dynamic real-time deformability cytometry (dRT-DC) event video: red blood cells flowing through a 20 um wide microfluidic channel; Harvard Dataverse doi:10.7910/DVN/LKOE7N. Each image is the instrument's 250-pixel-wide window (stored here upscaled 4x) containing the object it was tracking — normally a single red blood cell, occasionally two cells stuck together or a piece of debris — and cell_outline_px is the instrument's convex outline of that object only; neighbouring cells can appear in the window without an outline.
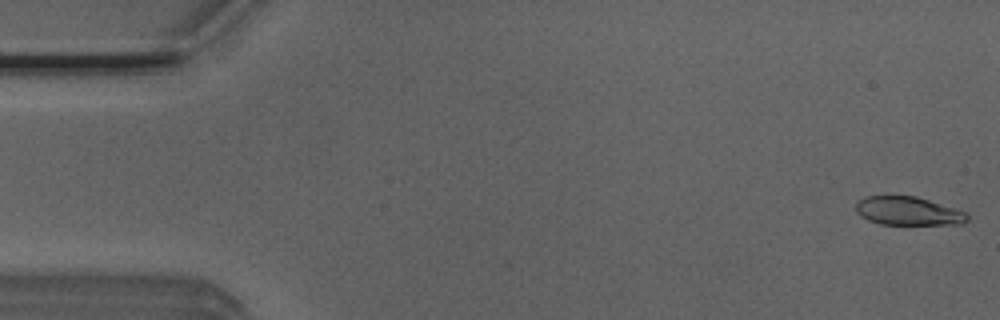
{"species": "Egyptian fruit bat (a non-hibernating species)", "species_latin": "Rousettus aegyptiacus", "temperature_condition": "room temperature", "stored_images_in_passage": 52, "camera_frame_rate_fps": 3000, "um_per_image_px": 0.085, "animal": {"sex": "male"}, "frame": {"image": 1, "passage_image": 1, "time_ms": 0.0, "image_size_px": [1000, 320], "cell_outline_px": [[968, 220], [964, 224], [880, 224], [868, 220], [860, 216], [856, 212], [856, 200], [864, 196], [916, 196], [964, 212], [968, 216]], "centroid_in_image_um": [77.12, 17.94], "position_along_channel_um": 7.9, "area_um2": 18.38}}
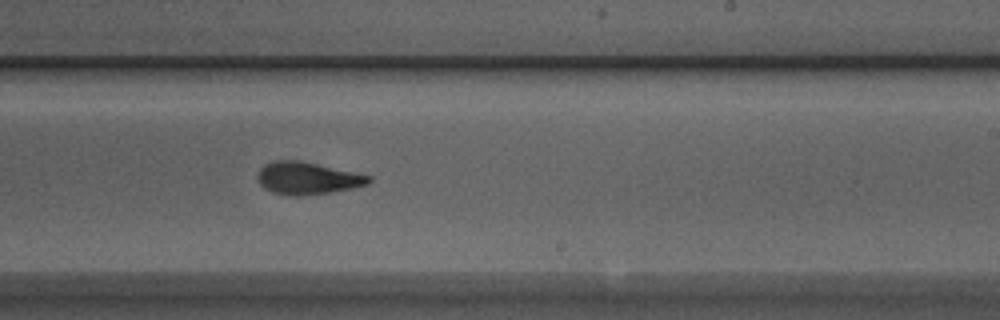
{"frame": {"image": 2, "passage_image": 31, "time_ms": 10.0, "image_size_px": [1000, 320], "cell_outline_px": [[372, 180], [368, 184], [352, 188], [328, 192], [300, 196], [292, 196], [272, 192], [264, 188], [260, 184], [256, 176], [260, 168], [264, 164], [272, 160], [300, 160], [372, 176]], "centroid_in_image_um": [26.09, 15.14], "position_along_channel_um": 262.9, "area_um2": 20.98}}
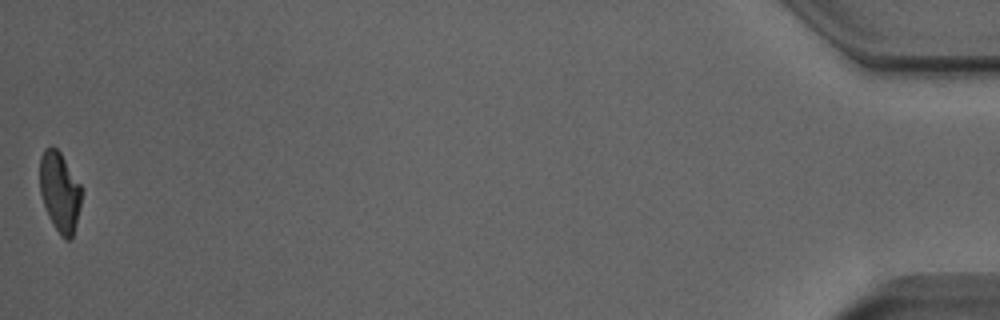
{"frame": {"image": 3, "passage_image": 52, "time_ms": 17.0, "image_size_px": [1000, 320], "cell_outline_px": [[80, 204], [72, 240], [64, 240], [60, 236], [48, 216], [40, 192], [40, 156], [44, 148], [52, 144], [60, 152], [80, 184]], "centroid_in_image_um": [5.05, 16.3], "position_along_channel_um": 430.1, "area_um2": 19.31}, "authors_computed_cell_mechanics": {"area_um2": 20.4901, "velocity_mm_per_s": 3.8819, "shape_relaxation_time_tau1_ms": 3.5475, "shape_relaxation_time_tau2_ms": 1.6574, "deformation_change_tau1": 0.1728, "deformation_change_tau2": 0.0932}}